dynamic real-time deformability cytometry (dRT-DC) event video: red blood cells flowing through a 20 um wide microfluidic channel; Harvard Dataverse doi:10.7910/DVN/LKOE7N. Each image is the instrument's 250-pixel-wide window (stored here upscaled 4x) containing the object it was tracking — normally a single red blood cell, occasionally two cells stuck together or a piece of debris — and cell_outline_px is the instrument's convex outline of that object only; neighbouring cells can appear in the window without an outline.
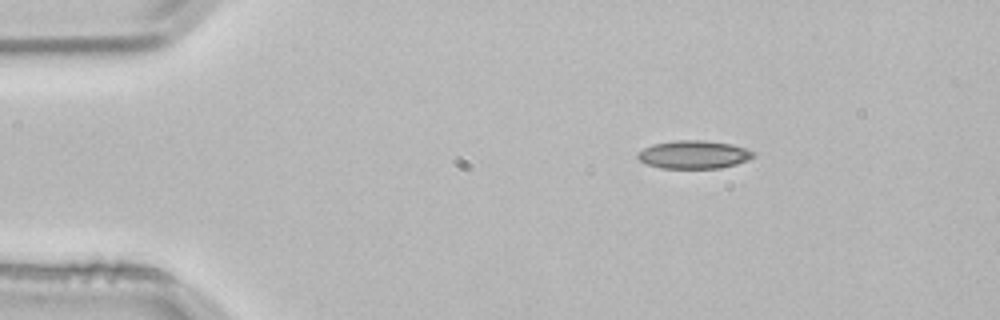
{"species": "common noctule bat (a hibernating species)", "species_latin": "Nyctalus noctula", "temperature_condition": "room temperature", "stored_images_in_passage": 5, "camera_frame_rate_fps": 3000, "um_per_image_px": 0.085, "animal": {"sex": "male", "body_mass_g": 21.5, "forearm_length_mm": 52.0}, "frame": {"image": 1, "passage_image": 5, "time_ms": 1.333, "image_size_px": [1000, 320], "cell_outline_px": [[756, 156], [748, 160], [736, 164], [720, 168], [660, 168], [648, 164], [640, 160], [636, 156], [636, 152], [652, 144], [676, 140], [704, 140], [732, 144], [756, 152]], "centroid_in_image_um": [58.98, 13.13], "position_along_channel_um": 26.0, "area_um2": 19.07}}